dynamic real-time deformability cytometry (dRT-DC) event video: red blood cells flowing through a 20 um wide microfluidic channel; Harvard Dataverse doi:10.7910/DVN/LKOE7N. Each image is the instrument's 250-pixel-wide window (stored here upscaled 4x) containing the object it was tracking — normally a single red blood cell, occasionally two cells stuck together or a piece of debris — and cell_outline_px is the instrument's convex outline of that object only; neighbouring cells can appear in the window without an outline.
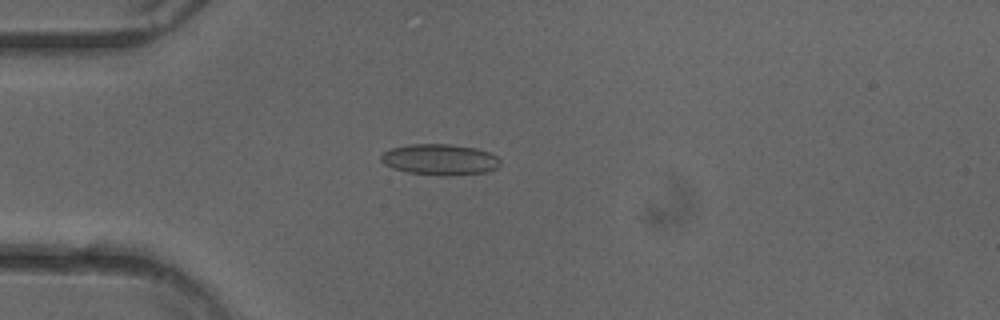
{"species": "common noctule bat (a hibernating species)", "species_latin": "Nyctalus noctula", "temperature_condition": "cold", "stored_images_in_passage": 50, "camera_frame_rate_fps": 3000, "um_per_image_px": 0.085, "animal": {"sex": "female"}, "frame": {"image": 1, "passage_image": 13, "time_ms": 4.0, "image_size_px": [1000, 320], "cell_outline_px": [[500, 164], [496, 168], [488, 172], [452, 176], [440, 176], [408, 172], [392, 168], [384, 164], [380, 160], [380, 156], [384, 152], [392, 148], [408, 144], [452, 144], [476, 148], [488, 152], [496, 156], [500, 160]], "centroid_in_image_um": [37.39, 13.57], "position_along_channel_um": 47.6, "area_um2": 21.73}}
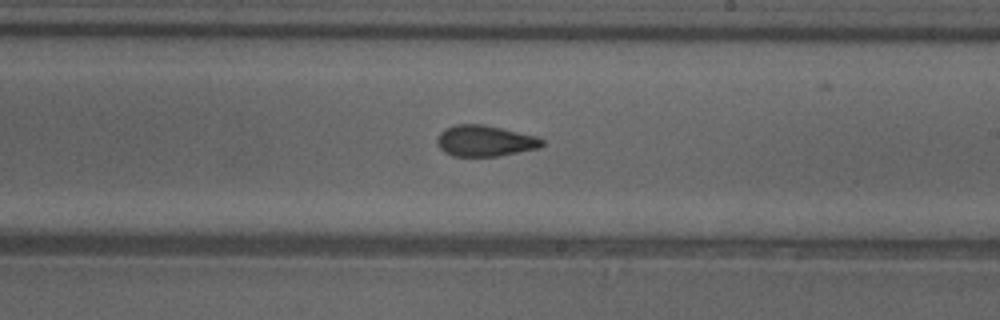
{"frame": {"image": 2, "passage_image": 29, "time_ms": 9.333, "image_size_px": [1000, 320], "cell_outline_px": [[544, 144], [540, 148], [496, 156], [452, 156], [444, 152], [436, 144], [436, 140], [440, 132], [444, 128], [456, 124], [484, 124], [536, 136], [544, 140]], "centroid_in_image_um": [41.19, 11.97], "position_along_channel_um": 247.8, "area_um2": 19.07}}
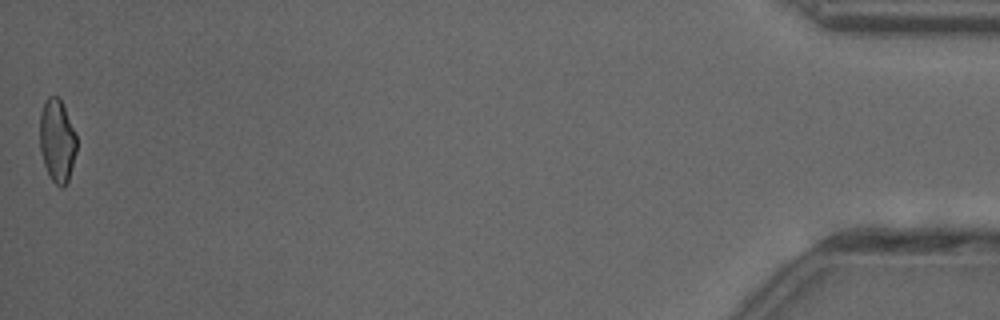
{"frame": {"image": 3, "passage_image": 50, "time_ms": 16.333, "image_size_px": [1000, 320], "cell_outline_px": [[76, 152], [68, 180], [64, 188], [60, 188], [52, 180], [44, 164], [40, 148], [40, 112], [48, 96], [56, 96], [60, 100], [76, 132]], "centroid_in_image_um": [4.86, 11.97], "position_along_channel_um": 430.3, "area_um2": 17.63}, "authors_computed_cell_mechanics": {"area_um2": 19.4497, "velocity_mm_per_s": 4.0349, "shape_relaxation_time_tau1_ms": 8.0722, "shape_relaxation_time_tau2_ms": 1.96, "deformation_change_tau1": 0.1444, "deformation_change_tau2": 0.0784}}